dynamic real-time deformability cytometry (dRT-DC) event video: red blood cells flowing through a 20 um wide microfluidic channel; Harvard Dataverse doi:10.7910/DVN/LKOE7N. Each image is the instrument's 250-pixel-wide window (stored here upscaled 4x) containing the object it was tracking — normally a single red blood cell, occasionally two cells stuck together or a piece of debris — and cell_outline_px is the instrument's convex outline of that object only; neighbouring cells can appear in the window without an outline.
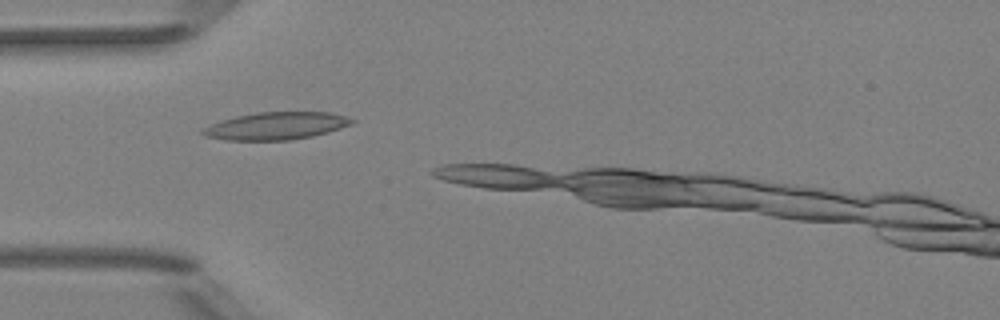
{"species": "Egyptian fruit bat (a non-hibernating species)", "species_latin": "Rousettus aegyptiacus", "temperature_condition": "room temperature", "stored_images_in_passage": 18, "camera_frame_rate_fps": 3000, "um_per_image_px": 0.085, "animal": {"sex": "female"}, "frame": {"image": 1, "passage_image": 16, "time_ms": 5.0, "image_size_px": [1000, 320], "cell_outline_px": [[356, 120], [352, 124], [328, 132], [312, 136], [288, 140], [228, 140], [204, 136], [200, 132], [200, 128], [220, 120], [236, 116], [256, 112], [328, 112], [344, 116]], "centroid_in_image_um": [23.42, 10.7], "position_along_channel_um": 61.6, "area_um2": 23.93}}